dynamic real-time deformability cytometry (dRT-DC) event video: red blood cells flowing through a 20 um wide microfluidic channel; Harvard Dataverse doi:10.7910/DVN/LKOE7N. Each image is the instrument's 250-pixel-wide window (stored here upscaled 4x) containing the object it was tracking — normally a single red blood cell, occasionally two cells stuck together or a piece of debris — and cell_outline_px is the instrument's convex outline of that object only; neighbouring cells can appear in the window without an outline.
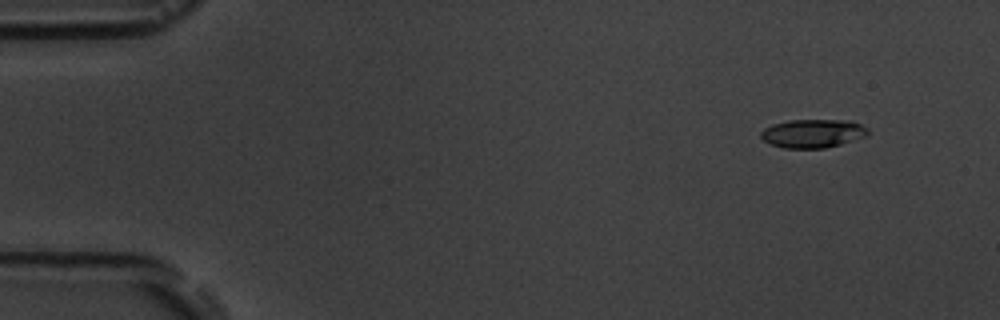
{"species": "common noctule bat (a hibernating species)", "species_latin": "Nyctalus noctula", "temperature_condition": "room temperature", "stored_images_in_passage": 7, "camera_frame_rate_fps": 3000, "um_per_image_px": 0.085, "animal": {"sex": "male", "body_mass_g": 19.5, "forearm_length_mm": 54.6}, "frame": {"image": 1, "passage_image": 2, "time_ms": 1.0, "image_size_px": [1000, 320], "cell_outline_px": [[868, 136], [840, 144], [824, 148], [784, 148], [772, 144], [764, 140], [760, 136], [760, 132], [764, 128], [772, 124], [788, 120], [852, 120], [868, 128]], "centroid_in_image_um": [69.1, 11.33], "position_along_channel_um": 15.9, "area_um2": 17.86}}
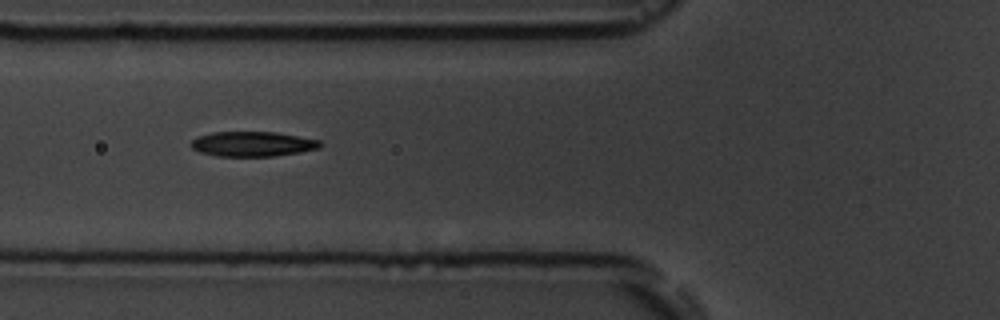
{"frame": {"image": 2, "passage_image": 6, "time_ms": 6.333, "image_size_px": [1000, 320], "cell_outline_px": [[320, 148], [300, 152], [272, 156], [216, 156], [200, 152], [192, 148], [188, 144], [196, 136], [212, 132], [276, 132], [320, 140]], "centroid_in_image_um": [21.42, 12.23], "position_along_channel_um": 104.4, "area_um2": 18.79}}
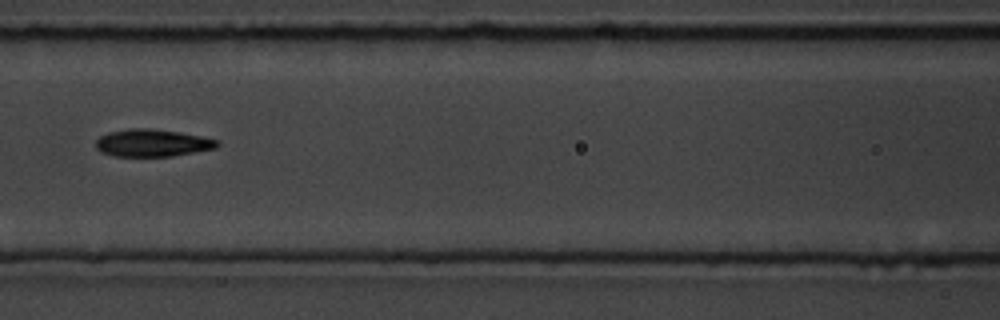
{"frame": {"image": 3, "passage_image": 7, "time_ms": 7.667, "image_size_px": [1000, 320], "cell_outline_px": [[220, 144], [216, 148], [172, 156], [112, 156], [100, 152], [96, 148], [96, 140], [100, 136], [108, 132], [128, 128], [152, 128], [180, 132], [220, 140]], "centroid_in_image_um": [12.93, 12.14], "position_along_channel_um": 153.7, "area_um2": 19.54}}